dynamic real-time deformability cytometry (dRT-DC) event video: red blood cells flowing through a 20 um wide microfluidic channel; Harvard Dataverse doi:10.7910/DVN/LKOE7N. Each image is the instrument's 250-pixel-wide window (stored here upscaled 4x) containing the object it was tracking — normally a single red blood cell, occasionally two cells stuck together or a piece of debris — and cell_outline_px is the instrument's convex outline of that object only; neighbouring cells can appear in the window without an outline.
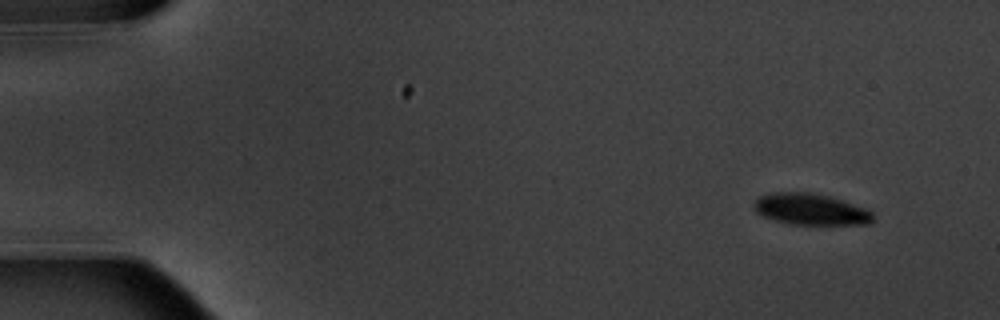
{"species": "common noctule bat (a hibernating species)", "species_latin": "Nyctalus noctula", "temperature_condition": "warm", "stored_images_in_passage": 4, "camera_frame_rate_fps": 3000, "um_per_image_px": 0.085, "animal": {"sex": "male", "body_mass_g": 20.1, "forearm_length_mm": 53.5}, "frame": {"image": 1, "passage_image": 1, "time_ms": 0.0, "image_size_px": [1000, 320], "cell_outline_px": [[876, 216], [868, 224], [792, 224], [776, 220], [764, 216], [756, 212], [752, 204], [760, 196], [772, 192], [808, 192], [832, 196], [868, 208]], "centroid_in_image_um": [68.95, 17.77], "position_along_channel_um": 16.0, "area_um2": 21.91}}